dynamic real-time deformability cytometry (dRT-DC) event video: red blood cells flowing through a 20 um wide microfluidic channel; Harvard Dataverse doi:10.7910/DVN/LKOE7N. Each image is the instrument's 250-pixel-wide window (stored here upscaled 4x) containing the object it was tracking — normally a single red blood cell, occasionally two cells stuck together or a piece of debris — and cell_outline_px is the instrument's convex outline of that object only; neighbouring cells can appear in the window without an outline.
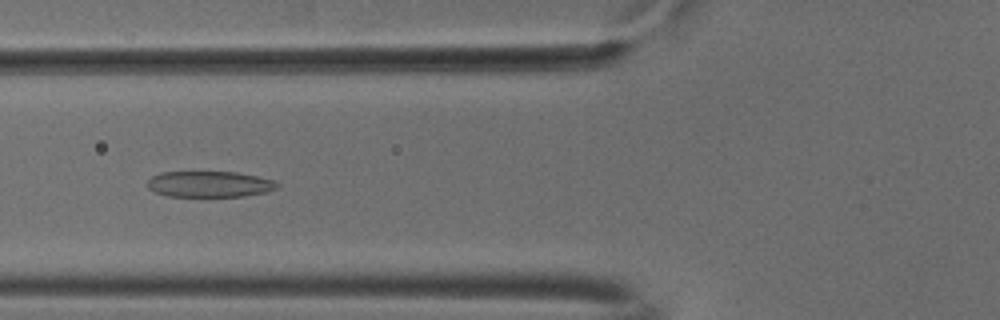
{"species": "common noctule bat (a hibernating species)", "species_latin": "Nyctalus noctula", "temperature_condition": "cold", "stored_images_in_passage": 54, "camera_frame_rate_fps": 3000, "um_per_image_px": 0.085, "animal": {"sex": "male", "body_mass_g": 18.8}, "frame": {"image": 1, "passage_image": 21, "time_ms": 6.667, "image_size_px": [1000, 320], "cell_outline_px": [[280, 184], [276, 188], [268, 192], [244, 196], [168, 196], [156, 192], [148, 188], [148, 180], [152, 176], [160, 172], [236, 172], [256, 176], [272, 180]], "centroid_in_image_um": [17.81, 15.65], "position_along_channel_um": 108.0, "area_um2": 19.54}}
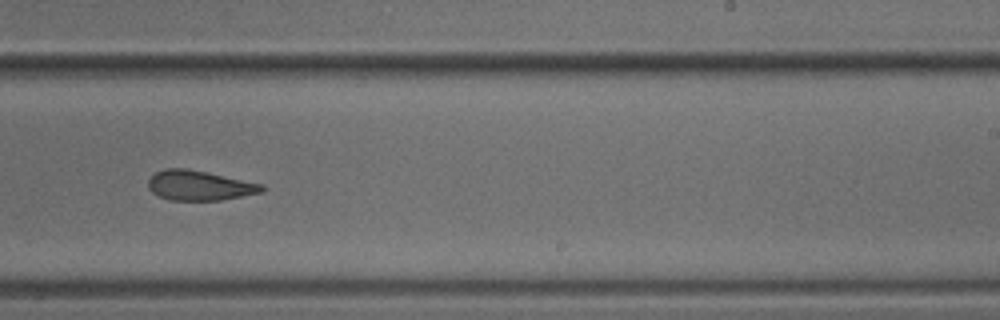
{"frame": {"image": 2, "passage_image": 34, "time_ms": 11.0, "image_size_px": [1000, 320], "cell_outline_px": [[264, 192], [220, 200], [168, 200], [152, 192], [148, 188], [148, 180], [156, 172], [168, 168], [184, 168], [264, 184]], "centroid_in_image_um": [16.95, 15.77], "position_along_channel_um": 272.0, "area_um2": 19.54}}
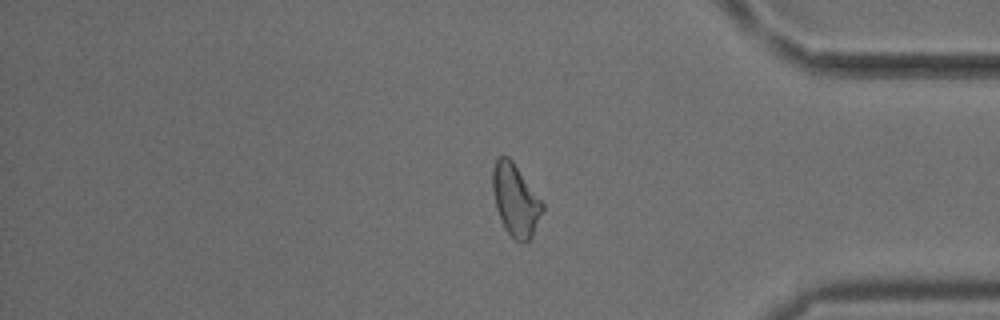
{"frame": {"image": 3, "passage_image": 45, "time_ms": 14.667, "image_size_px": [1000, 320], "cell_outline_px": [[544, 208], [532, 236], [528, 244], [516, 240], [504, 228], [496, 208], [492, 188], [492, 168], [496, 156], [508, 156], [512, 160], [544, 204]], "centroid_in_image_um": [43.8, 16.99], "position_along_channel_um": 391.4, "area_um2": 20.92}, "authors_computed_cell_mechanics": {"area_um2": 20.8369, "velocity_mm_per_s": 3.7831, "shape_relaxation_time_tau1_ms": 6.3685, "shape_relaxation_time_tau2_ms": 4.0782, "deformation_change_tau1": 0.1586, "deformation_change_tau2": 0.115}}